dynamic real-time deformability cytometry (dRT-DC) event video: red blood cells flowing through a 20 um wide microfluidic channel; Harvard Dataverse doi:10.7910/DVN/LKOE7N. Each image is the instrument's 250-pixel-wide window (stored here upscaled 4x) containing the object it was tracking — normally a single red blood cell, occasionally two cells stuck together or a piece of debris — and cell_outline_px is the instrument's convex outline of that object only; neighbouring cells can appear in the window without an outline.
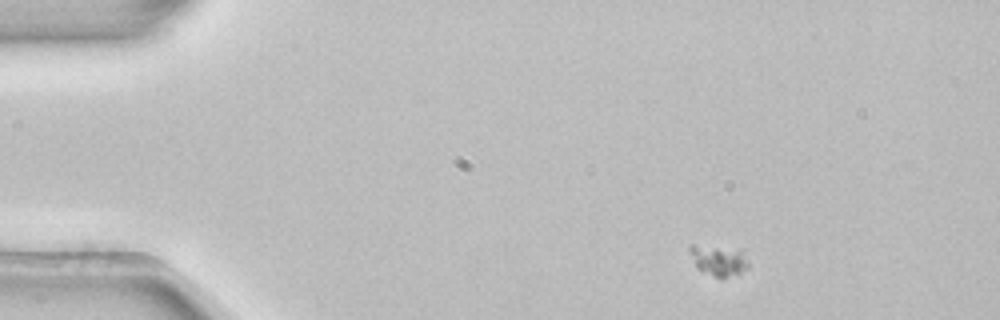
{"species": "common noctule bat (a hibernating species)", "species_latin": "Nyctalus noctula", "temperature_condition": "room temperature", "stored_images_in_passage": 3, "camera_frame_rate_fps": 3000, "um_per_image_px": 0.085, "animal": {"sex": "female", "body_mass_g": 22.7, "forearm_length_mm": 54.2}, "frame": {"image": 1, "passage_image": 1, "time_ms": 0.0, "image_size_px": [1000, 320], "cell_outline_px": [[748, 268], [740, 276], [716, 276], [696, 268], [688, 248], [688, 244], [692, 244], [744, 248], [748, 260]], "centroid_in_image_um": [61.15, 22.08], "position_along_channel_um": 23.8, "area_um2": 10.98}}